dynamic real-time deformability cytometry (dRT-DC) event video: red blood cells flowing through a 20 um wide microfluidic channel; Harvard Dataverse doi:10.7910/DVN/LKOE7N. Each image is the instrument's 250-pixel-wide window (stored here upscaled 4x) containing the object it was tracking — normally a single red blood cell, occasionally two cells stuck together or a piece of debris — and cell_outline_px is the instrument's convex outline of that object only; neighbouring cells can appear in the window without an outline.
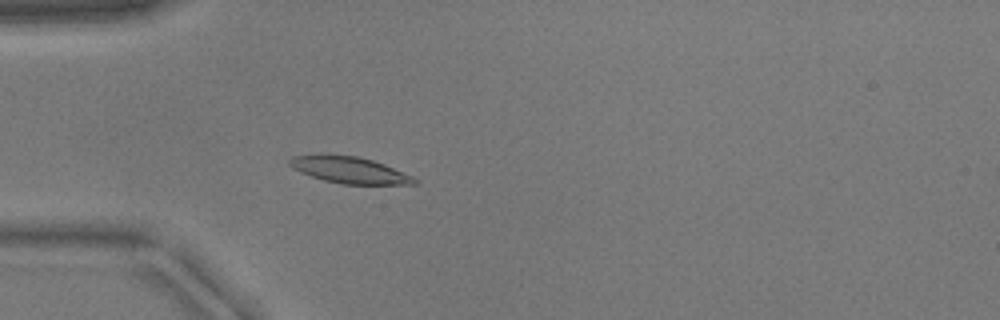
{"species": "common noctule bat (a hibernating species)", "species_latin": "Nyctalus noctula", "temperature_condition": "warm", "stored_images_in_passage": 51, "camera_frame_rate_fps": 3000, "um_per_image_px": 0.085, "animal": {"sex": "male", "body_mass_g": 17.9}, "frame": {"image": 1, "passage_image": 15, "time_ms": 4.667, "image_size_px": [1000, 320], "cell_outline_px": [[420, 180], [416, 184], [344, 184], [324, 180], [300, 172], [292, 168], [288, 164], [288, 160], [292, 156], [320, 152], [324, 152], [356, 156], [372, 160], [384, 164], [412, 176]], "centroid_in_image_um": [29.63, 14.41], "position_along_channel_um": 55.4, "area_um2": 19.71}}
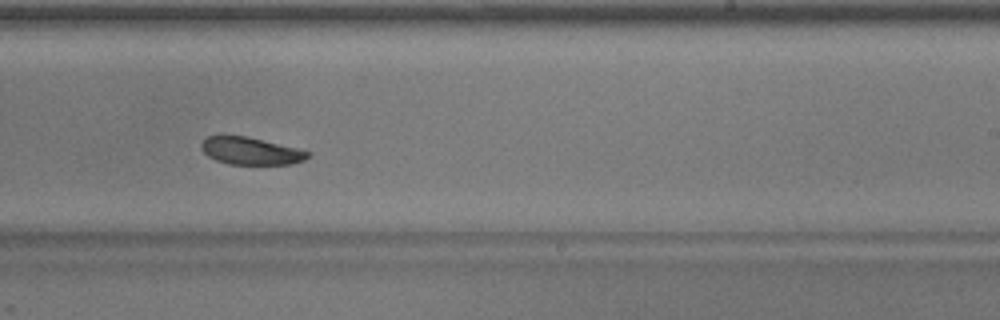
{"frame": {"image": 2, "passage_image": 32, "time_ms": 10.333, "image_size_px": [1000, 320], "cell_outline_px": [[312, 152], [304, 160], [292, 164], [228, 164], [216, 160], [208, 156], [200, 148], [200, 144], [208, 136], [248, 136]], "centroid_in_image_um": [21.31, 12.83], "position_along_channel_um": 267.7, "area_um2": 16.88}}
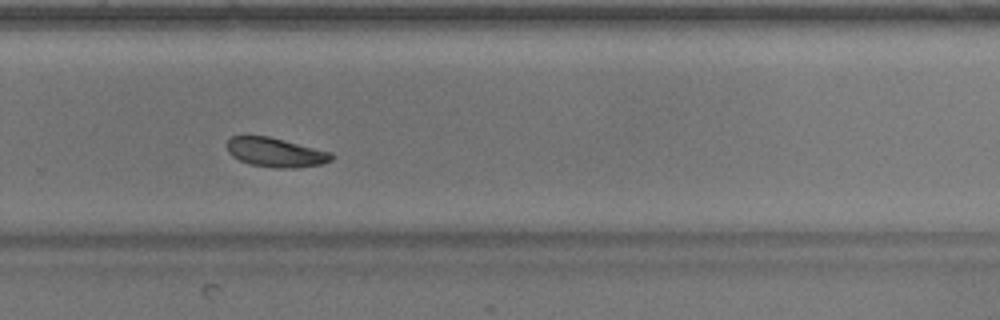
{"frame": {"image": 3, "passage_image": 35, "time_ms": 11.333, "image_size_px": [1000, 320], "cell_outline_px": [[336, 156], [332, 160], [320, 164], [296, 168], [272, 168], [252, 164], [240, 160], [232, 156], [228, 152], [224, 144], [232, 136], [268, 136], [332, 152]], "centroid_in_image_um": [23.43, 12.95], "position_along_channel_um": 306.4, "area_um2": 17.92}}